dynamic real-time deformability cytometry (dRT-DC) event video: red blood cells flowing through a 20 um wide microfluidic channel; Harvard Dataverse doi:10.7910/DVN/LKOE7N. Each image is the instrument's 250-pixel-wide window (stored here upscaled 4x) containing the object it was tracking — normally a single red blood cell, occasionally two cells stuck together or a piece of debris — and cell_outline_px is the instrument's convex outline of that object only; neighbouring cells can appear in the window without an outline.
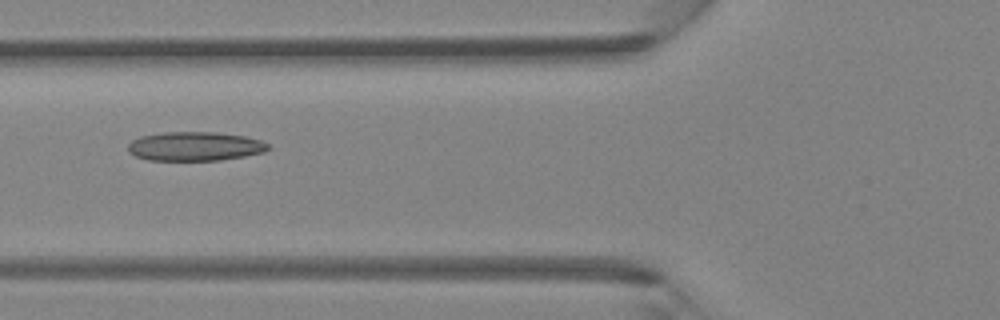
{"species": "Egyptian fruit bat (a non-hibernating species)", "species_latin": "Rousettus aegyptiacus", "temperature_condition": "room temperature", "stored_images_in_passage": 4, "camera_frame_rate_fps": 3000, "um_per_image_px": 0.085, "animal": {"sex": "female"}, "frame": {"image": 1, "passage_image": 3, "time_ms": 0.667, "image_size_px": [1000, 320], "cell_outline_px": [[268, 148], [264, 152], [244, 156], [220, 160], [148, 160], [136, 156], [128, 152], [128, 144], [132, 140], [140, 136], [164, 132], [216, 132], [244, 136], [260, 140], [268, 144]], "centroid_in_image_um": [16.54, 12.43], "position_along_channel_um": 109.3, "area_um2": 23.64}}
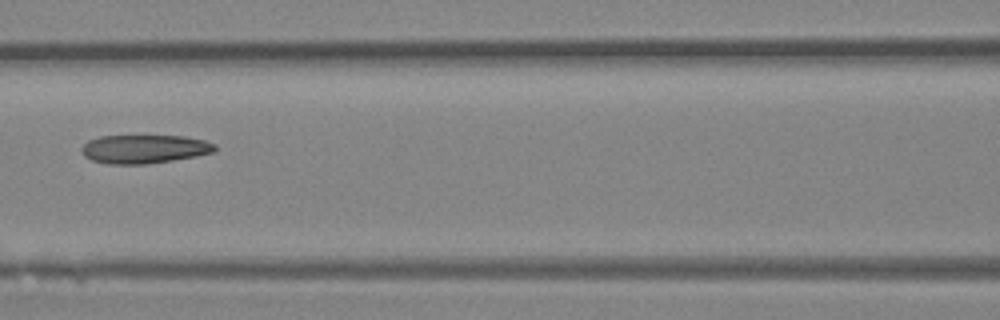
{"frame": {"image": 2, "passage_image": 4, "time_ms": 1.0, "image_size_px": [1000, 320], "cell_outline_px": [[216, 152], [196, 156], [148, 164], [108, 164], [92, 160], [84, 156], [80, 152], [80, 148], [88, 140], [100, 136], [184, 136], [204, 140], [216, 144]], "centroid_in_image_um": [12.26, 12.67], "position_along_channel_um": 154.3, "area_um2": 22.37}}